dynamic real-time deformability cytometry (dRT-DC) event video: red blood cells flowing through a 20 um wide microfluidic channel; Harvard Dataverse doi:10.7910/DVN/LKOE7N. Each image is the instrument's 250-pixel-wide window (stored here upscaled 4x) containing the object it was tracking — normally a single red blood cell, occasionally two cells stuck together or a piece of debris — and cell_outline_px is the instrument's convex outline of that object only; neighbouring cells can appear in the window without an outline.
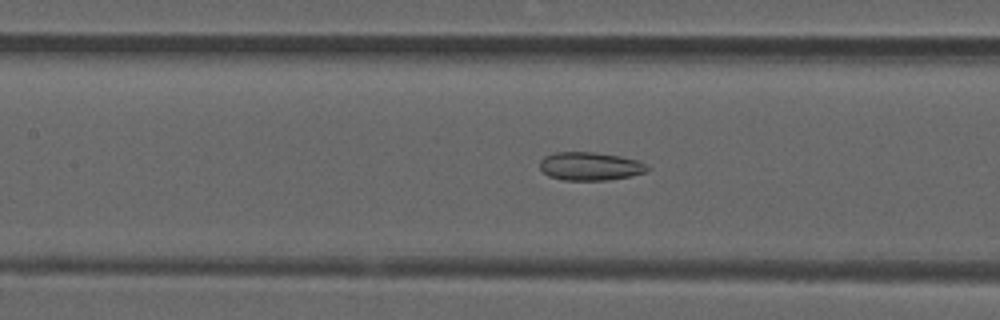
{"species": "common noctule bat (a hibernating species)", "species_latin": "Nyctalus noctula", "temperature_condition": "room temperature", "stored_images_in_passage": 32, "camera_frame_rate_fps": 3000, "um_per_image_px": 0.085, "animal": {"sex": "male", "forearm_length_mm": 52.5}, "frame": {"image": 1, "passage_image": 23, "time_ms": 7.333, "image_size_px": [1000, 320], "cell_outline_px": [[652, 168], [648, 172], [632, 176], [608, 180], [564, 180], [548, 176], [540, 168], [540, 160], [544, 156], [556, 152], [592, 152], [620, 156], [640, 160], [648, 164]], "centroid_in_image_um": [50.23, 14.13], "position_along_channel_um": 157.2, "area_um2": 18.03}}
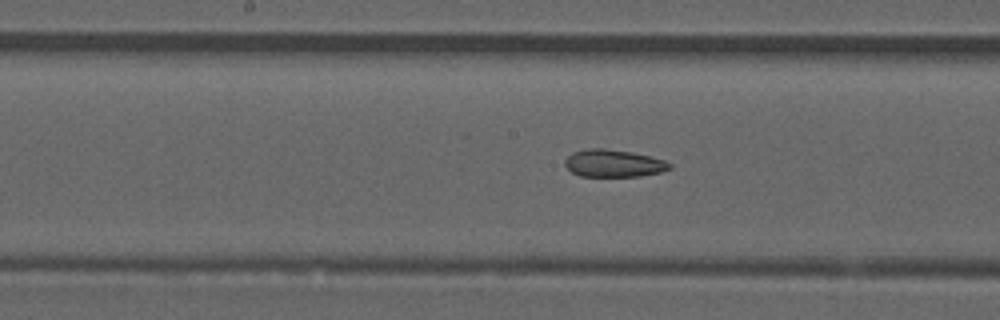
{"frame": {"image": 2, "passage_image": 26, "time_ms": 8.333, "image_size_px": [1000, 320], "cell_outline_px": [[672, 168], [660, 172], [640, 176], [580, 176], [572, 172], [564, 164], [564, 160], [572, 152], [588, 148], [604, 148], [632, 152], [664, 160], [672, 164]], "centroid_in_image_um": [52.14, 13.88], "position_along_channel_um": 196.1, "area_um2": 16.7}}
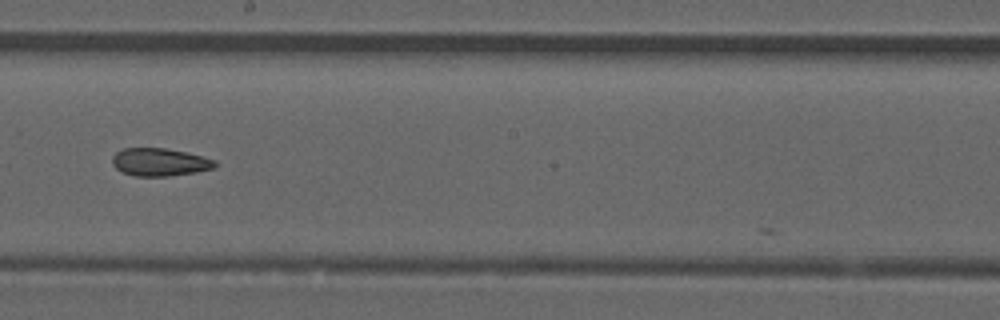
{"frame": {"image": 3, "passage_image": 29, "time_ms": 9.333, "image_size_px": [1000, 320], "cell_outline_px": [[216, 164], [212, 168], [196, 172], [168, 176], [136, 176], [124, 172], [116, 168], [112, 164], [112, 156], [116, 152], [124, 148], [164, 148], [188, 152], [204, 156], [216, 160]], "centroid_in_image_um": [13.58, 13.77], "position_along_channel_um": 234.6, "area_um2": 16.65}}